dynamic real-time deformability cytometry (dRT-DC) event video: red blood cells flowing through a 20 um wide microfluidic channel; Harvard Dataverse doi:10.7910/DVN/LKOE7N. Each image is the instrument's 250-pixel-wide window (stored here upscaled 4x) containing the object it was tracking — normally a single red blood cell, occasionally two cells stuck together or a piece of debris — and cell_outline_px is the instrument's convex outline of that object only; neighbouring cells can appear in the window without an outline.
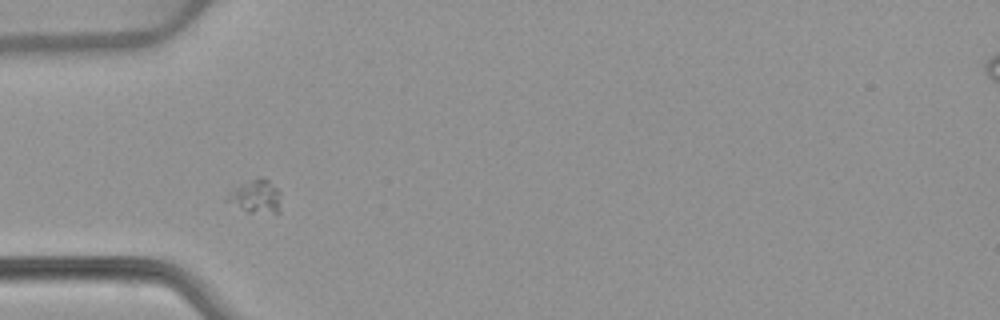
{"species": "common noctule bat (a hibernating species)", "species_latin": "Nyctalus noctula", "temperature_condition": "warm", "stored_images_in_passage": 39, "camera_frame_rate_fps": 3000, "um_per_image_px": 0.085, "animal": {"sex": "female", "body_mass_g": 22.7, "forearm_length_mm": 54.2}, "frame": {"image": 1, "passage_image": 6, "time_ms": 1.667, "image_size_px": [1000, 320], "cell_outline_px": [[280, 212], [248, 212], [224, 200], [232, 188], [256, 176], [264, 176], [280, 192]], "centroid_in_image_um": [21.73, 16.66], "position_along_channel_um": 63.3, "area_um2": 10.52}}
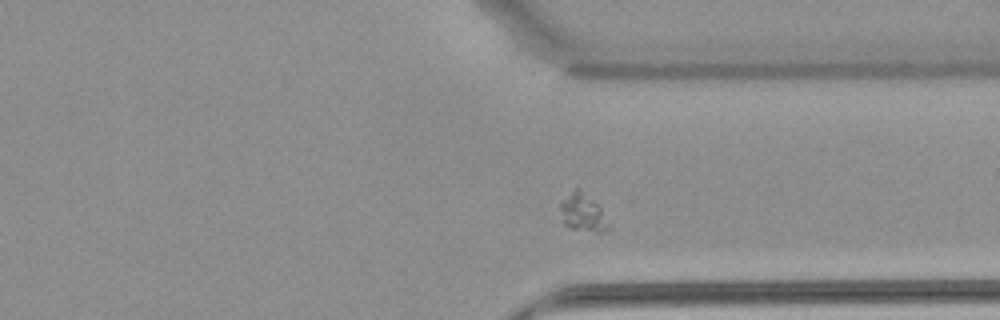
{"frame": {"image": 2, "passage_image": 30, "time_ms": 9.667, "image_size_px": [1000, 320], "cell_outline_px": [[612, 228], [604, 232], [596, 232], [568, 228], [564, 224], [560, 208], [560, 204], [576, 188], [592, 200], [600, 208]], "centroid_in_image_um": [49.57, 18.16], "position_along_channel_um": 361.8, "area_um2": 10.23}}